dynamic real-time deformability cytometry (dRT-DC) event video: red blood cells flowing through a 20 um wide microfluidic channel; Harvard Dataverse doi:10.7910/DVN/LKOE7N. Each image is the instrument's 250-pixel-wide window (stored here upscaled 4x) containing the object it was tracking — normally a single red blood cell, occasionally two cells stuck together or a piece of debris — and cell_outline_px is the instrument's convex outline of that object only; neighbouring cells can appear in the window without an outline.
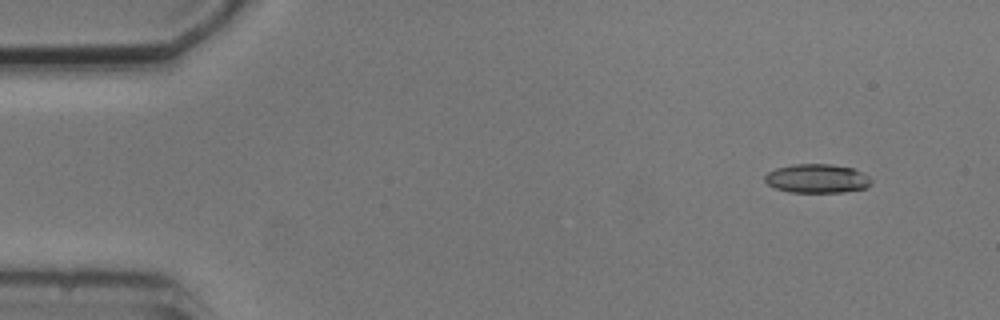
{"species": "common noctule bat (a hibernating species)", "species_latin": "Nyctalus noctula", "temperature_condition": "cold", "stored_images_in_passage": 5, "camera_frame_rate_fps": 3000, "um_per_image_px": 0.085, "animal": {"sex": "male", "body_mass_g": 20.5, "forearm_length_mm": 52.5}, "frame": {"image": 1, "passage_image": 2, "time_ms": 1.0, "image_size_px": [1000, 320], "cell_outline_px": [[872, 184], [864, 188], [844, 192], [788, 192], [776, 188], [768, 184], [764, 180], [764, 176], [768, 172], [776, 168], [792, 164], [832, 164], [852, 168], [868, 176], [872, 180]], "centroid_in_image_um": [69.43, 15.17], "position_along_channel_um": 15.6, "area_um2": 17.92}}
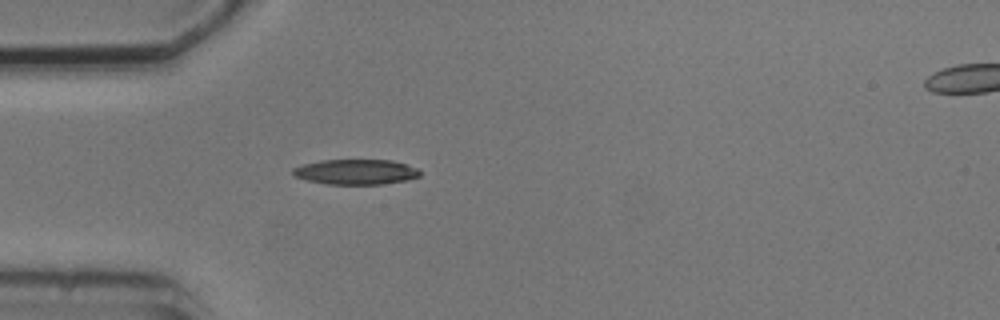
{"frame": {"image": 2, "passage_image": 5, "time_ms": 4.667, "image_size_px": [1000, 320], "cell_outline_px": [[420, 176], [408, 180], [384, 184], [328, 184], [308, 180], [292, 176], [292, 168], [300, 164], [320, 160], [392, 160], [416, 168], [420, 172]], "centroid_in_image_um": [30.2, 14.61], "position_along_channel_um": 54.8, "area_um2": 18.73}}